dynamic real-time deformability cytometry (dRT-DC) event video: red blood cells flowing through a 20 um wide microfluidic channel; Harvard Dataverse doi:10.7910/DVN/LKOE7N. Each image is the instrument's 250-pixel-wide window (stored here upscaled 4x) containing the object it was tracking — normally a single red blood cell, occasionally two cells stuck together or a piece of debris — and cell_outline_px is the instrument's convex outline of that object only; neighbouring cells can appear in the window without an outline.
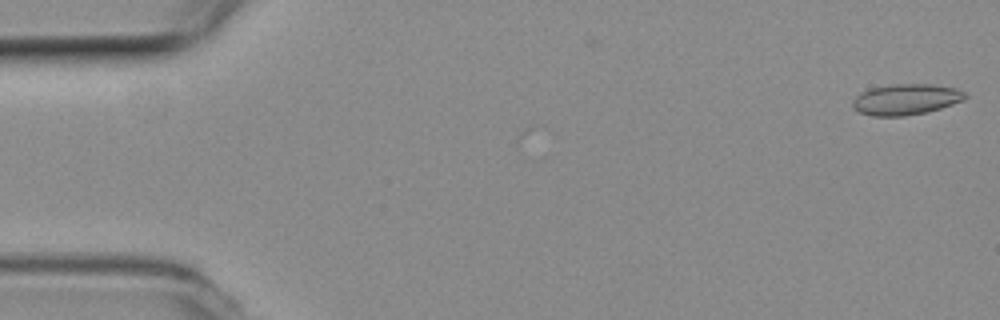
{"species": "common noctule bat (a hibernating species)", "species_latin": "Nyctalus noctula", "temperature_condition": "room temperature", "stored_images_in_passage": 53, "camera_frame_rate_fps": 3000, "um_per_image_px": 0.085, "animal": {"sex": "female", "body_mass_g": 19.3, "forearm_length_mm": 54.1}, "frame": {"image": 1, "passage_image": 1, "time_ms": 0.0, "image_size_px": [1000, 320], "cell_outline_px": [[968, 96], [964, 100], [940, 108], [924, 112], [904, 116], [872, 116], [860, 112], [852, 108], [852, 100], [860, 92], [872, 88], [892, 84], [932, 84], [956, 88], [964, 92]], "centroid_in_image_um": [76.98, 8.44], "position_along_channel_um": 8.0, "area_um2": 20.23}}
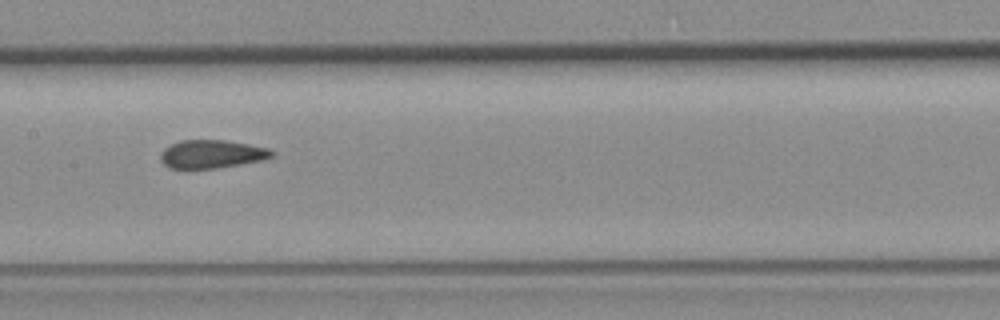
{"frame": {"image": 2, "passage_image": 26, "time_ms": 8.333, "image_size_px": [1000, 320], "cell_outline_px": [[276, 152], [272, 156], [264, 160], [216, 168], [168, 168], [160, 160], [160, 152], [164, 148], [180, 140], [224, 140], [248, 144], [268, 148]], "centroid_in_image_um": [17.99, 13.09], "position_along_channel_um": 189.4, "area_um2": 18.32}}
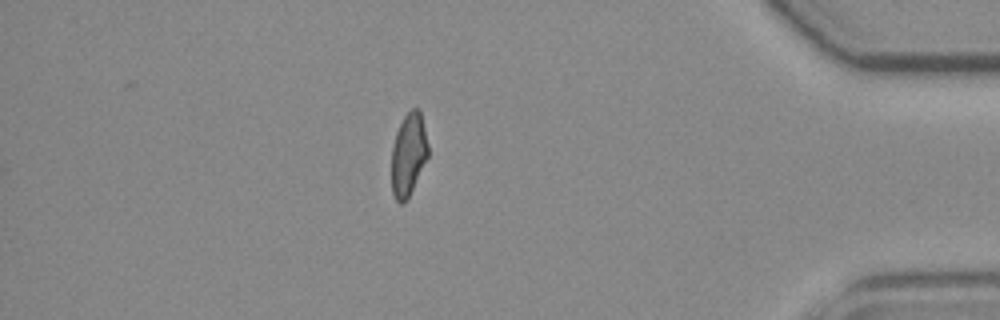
{"frame": {"image": 3, "passage_image": 46, "time_ms": 15.0, "image_size_px": [1000, 320], "cell_outline_px": [[428, 156], [404, 204], [400, 204], [396, 200], [392, 192], [392, 148], [396, 132], [404, 116], [412, 108], [420, 108], [428, 144]], "centroid_in_image_um": [34.72, 13.1], "position_along_channel_um": 400.5, "area_um2": 17.4}, "authors_computed_cell_mechanics": {"area_um2": 18.9584, "velocity_mm_per_s": 3.8243, "shape_relaxation_time_tau1_ms": null, "shape_relaxation_time_tau2_ms": 1.1505, "deformation_change_tau1": null, "deformation_change_tau2": 0.0922}}